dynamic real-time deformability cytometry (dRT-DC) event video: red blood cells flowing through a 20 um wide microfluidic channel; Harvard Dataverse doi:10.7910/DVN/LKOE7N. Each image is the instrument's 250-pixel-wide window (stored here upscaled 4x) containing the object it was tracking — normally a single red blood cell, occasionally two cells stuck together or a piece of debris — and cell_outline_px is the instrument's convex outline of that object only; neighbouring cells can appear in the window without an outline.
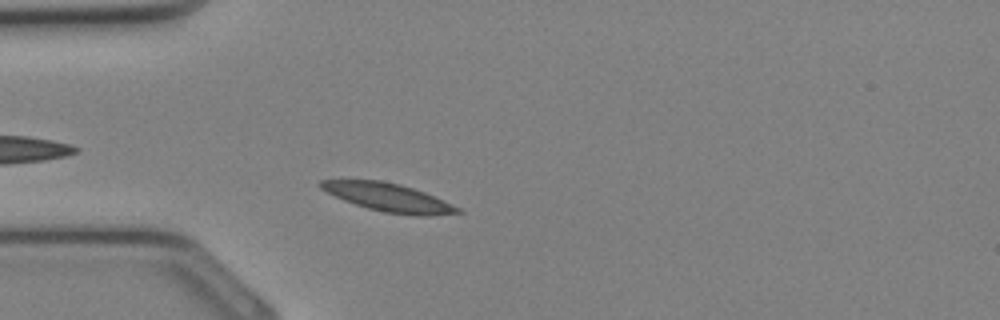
{"species": "Egyptian fruit bat (a non-hibernating species)", "species_latin": "Rousettus aegyptiacus", "temperature_condition": "cold", "stored_images_in_passage": 30, "camera_frame_rate_fps": 3000, "um_per_image_px": 0.085, "animal": {"sex": "female"}, "frame": {"image": 1, "passage_image": 5, "time_ms": 1.333, "image_size_px": [1000, 320], "cell_outline_px": [[464, 212], [432, 216], [416, 216], [384, 212], [368, 208], [344, 200], [320, 188], [316, 184], [320, 180], [380, 180], [400, 184], [424, 192], [452, 204], [460, 208]], "centroid_in_image_um": [33.03, 16.78], "position_along_channel_um": 52.0, "area_um2": 22.37}}
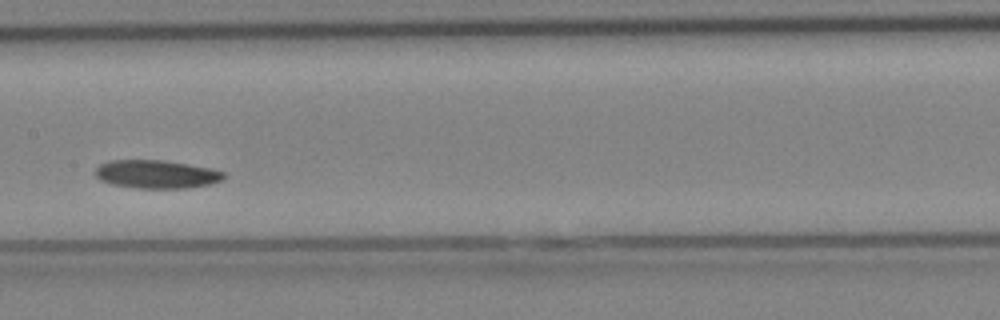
{"frame": {"image": 2, "passage_image": 13, "time_ms": 4.0, "image_size_px": [1000, 320], "cell_outline_px": [[224, 176], [220, 180], [212, 184], [188, 188], [136, 188], [112, 184], [100, 180], [96, 176], [96, 168], [100, 164], [108, 160], [164, 160], [188, 164], [208, 168], [224, 172]], "centroid_in_image_um": [13.27, 14.81], "position_along_channel_um": 194.1, "area_um2": 21.1}}
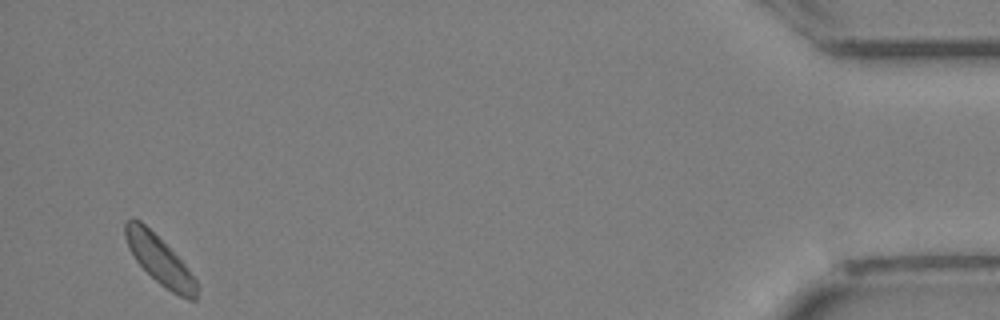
{"frame": {"image": 3, "passage_image": 29, "time_ms": 9.333, "image_size_px": [1000, 320], "cell_outline_px": [[196, 300], [188, 300], [172, 292], [160, 284], [136, 260], [128, 248], [124, 236], [124, 220], [132, 216], [140, 220], [184, 264], [196, 280]], "centroid_in_image_um": [13.5, 22.07], "position_along_channel_um": 421.7, "area_um2": 19.65}}